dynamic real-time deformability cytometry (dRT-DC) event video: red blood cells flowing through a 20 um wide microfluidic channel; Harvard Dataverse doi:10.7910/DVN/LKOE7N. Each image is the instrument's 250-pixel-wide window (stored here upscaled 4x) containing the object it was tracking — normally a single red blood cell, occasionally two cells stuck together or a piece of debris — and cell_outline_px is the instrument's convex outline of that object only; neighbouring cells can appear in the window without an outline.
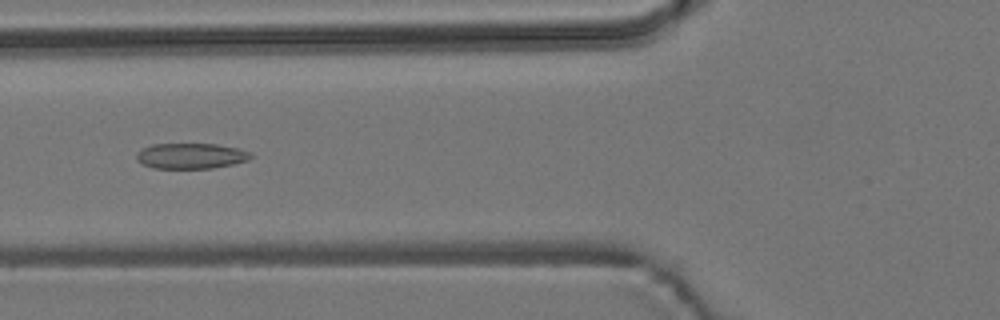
{"species": "common noctule bat (a hibernating species)", "species_latin": "Nyctalus noctula", "temperature_condition": "room temperature", "stored_images_in_passage": 38, "camera_frame_rate_fps": 3000, "um_per_image_px": 0.085, "animal": {"sex": "male", "body_mass_g": 19.2, "forearm_length_mm": 51.8}, "frame": {"image": 1, "passage_image": 4, "time_ms": 1.0, "image_size_px": [1000, 320], "cell_outline_px": [[252, 156], [248, 160], [232, 164], [212, 168], [156, 168], [144, 164], [136, 160], [136, 152], [140, 148], [152, 144], [216, 144], [236, 148], [252, 152]], "centroid_in_image_um": [16.2, 13.24], "position_along_channel_um": 109.6, "area_um2": 16.99}}
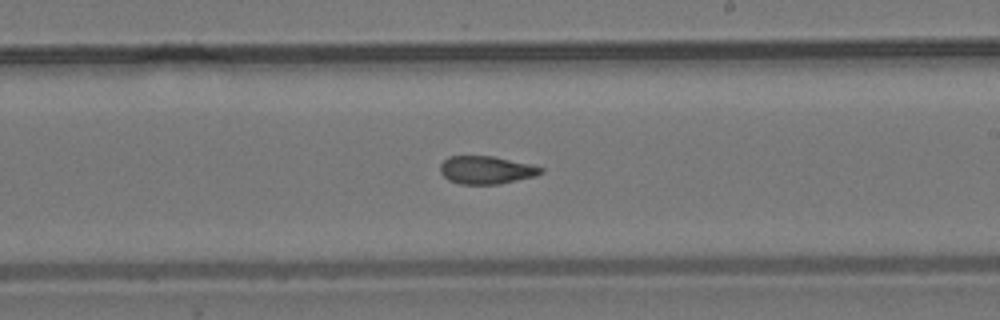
{"frame": {"image": 2, "passage_image": 15, "time_ms": 4.667, "image_size_px": [1000, 320], "cell_outline_px": [[544, 172], [536, 176], [500, 184], [460, 184], [448, 180], [440, 172], [440, 164], [448, 156], [492, 156], [532, 164], [544, 168]], "centroid_in_image_um": [41.35, 14.45], "position_along_channel_um": 247.6, "area_um2": 16.53}}
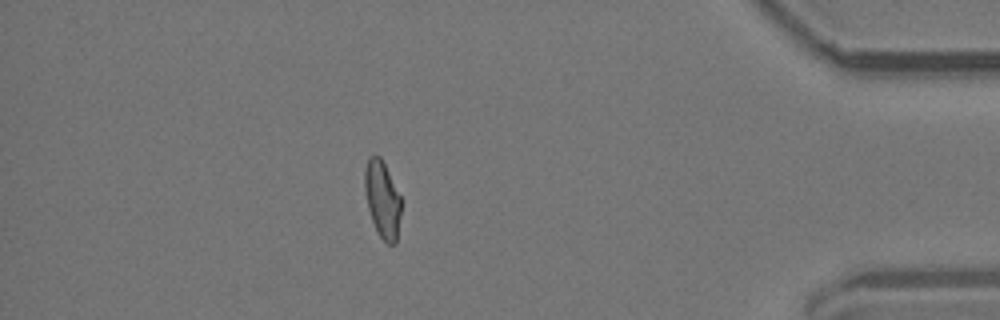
{"frame": {"image": 3, "passage_image": 31, "time_ms": 10.0, "image_size_px": [1000, 320], "cell_outline_px": [[404, 200], [396, 244], [388, 244], [380, 236], [372, 220], [368, 208], [364, 188], [364, 172], [368, 156], [380, 156]], "centroid_in_image_um": [32.54, 16.94], "position_along_channel_um": 402.7, "area_um2": 16.76}, "authors_computed_cell_mechanics": {"area_um2": 16.8487, "velocity_mm_per_s": 3.7685, "shape_relaxation_time_tau1_ms": null, "shape_relaxation_time_tau2_ms": 1.9124, "deformation_change_tau1": null, "deformation_change_tau2": 0.0764}}